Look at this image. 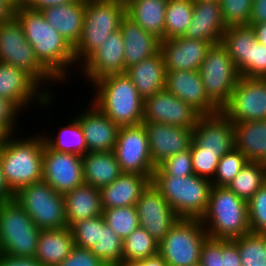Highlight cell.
<instances>
[{
  "label": "cell",
  "instance_id": "1",
  "mask_svg": "<svg viewBox=\"0 0 266 266\" xmlns=\"http://www.w3.org/2000/svg\"><path fill=\"white\" fill-rule=\"evenodd\" d=\"M14 16L20 22L39 62L57 80L66 78L69 66L76 63L74 48L45 20L41 11L19 5L15 6Z\"/></svg>",
  "mask_w": 266,
  "mask_h": 266
},
{
  "label": "cell",
  "instance_id": "2",
  "mask_svg": "<svg viewBox=\"0 0 266 266\" xmlns=\"http://www.w3.org/2000/svg\"><path fill=\"white\" fill-rule=\"evenodd\" d=\"M24 139L9 135L3 136L0 142V163L14 193L43 180L44 139L40 135Z\"/></svg>",
  "mask_w": 266,
  "mask_h": 266
},
{
  "label": "cell",
  "instance_id": "3",
  "mask_svg": "<svg viewBox=\"0 0 266 266\" xmlns=\"http://www.w3.org/2000/svg\"><path fill=\"white\" fill-rule=\"evenodd\" d=\"M92 102L119 127L142 124L144 100L126 73L104 76L95 81Z\"/></svg>",
  "mask_w": 266,
  "mask_h": 266
},
{
  "label": "cell",
  "instance_id": "4",
  "mask_svg": "<svg viewBox=\"0 0 266 266\" xmlns=\"http://www.w3.org/2000/svg\"><path fill=\"white\" fill-rule=\"evenodd\" d=\"M200 220L208 237L214 239L232 240L251 232L247 201L225 186L211 187L207 209Z\"/></svg>",
  "mask_w": 266,
  "mask_h": 266
},
{
  "label": "cell",
  "instance_id": "5",
  "mask_svg": "<svg viewBox=\"0 0 266 266\" xmlns=\"http://www.w3.org/2000/svg\"><path fill=\"white\" fill-rule=\"evenodd\" d=\"M151 184L161 193L179 218L201 219L207 209L212 182L195 174L166 175L158 166Z\"/></svg>",
  "mask_w": 266,
  "mask_h": 266
},
{
  "label": "cell",
  "instance_id": "6",
  "mask_svg": "<svg viewBox=\"0 0 266 266\" xmlns=\"http://www.w3.org/2000/svg\"><path fill=\"white\" fill-rule=\"evenodd\" d=\"M126 7L120 0H86L85 16L79 42L73 47L75 62L84 61L120 28Z\"/></svg>",
  "mask_w": 266,
  "mask_h": 266
},
{
  "label": "cell",
  "instance_id": "7",
  "mask_svg": "<svg viewBox=\"0 0 266 266\" xmlns=\"http://www.w3.org/2000/svg\"><path fill=\"white\" fill-rule=\"evenodd\" d=\"M40 231L15 199L0 202V243L4 254L34 257Z\"/></svg>",
  "mask_w": 266,
  "mask_h": 266
},
{
  "label": "cell",
  "instance_id": "8",
  "mask_svg": "<svg viewBox=\"0 0 266 266\" xmlns=\"http://www.w3.org/2000/svg\"><path fill=\"white\" fill-rule=\"evenodd\" d=\"M14 199L40 230L68 227L63 195L44 180L21 188Z\"/></svg>",
  "mask_w": 266,
  "mask_h": 266
},
{
  "label": "cell",
  "instance_id": "9",
  "mask_svg": "<svg viewBox=\"0 0 266 266\" xmlns=\"http://www.w3.org/2000/svg\"><path fill=\"white\" fill-rule=\"evenodd\" d=\"M207 237L200 219L179 218L158 243V253L168 266H195Z\"/></svg>",
  "mask_w": 266,
  "mask_h": 266
},
{
  "label": "cell",
  "instance_id": "10",
  "mask_svg": "<svg viewBox=\"0 0 266 266\" xmlns=\"http://www.w3.org/2000/svg\"><path fill=\"white\" fill-rule=\"evenodd\" d=\"M199 72L208 99L221 110L240 78L233 59L221 42L211 45Z\"/></svg>",
  "mask_w": 266,
  "mask_h": 266
},
{
  "label": "cell",
  "instance_id": "11",
  "mask_svg": "<svg viewBox=\"0 0 266 266\" xmlns=\"http://www.w3.org/2000/svg\"><path fill=\"white\" fill-rule=\"evenodd\" d=\"M0 62L20 68L39 84L58 80L39 62L15 16L0 23ZM46 80V81H45Z\"/></svg>",
  "mask_w": 266,
  "mask_h": 266
},
{
  "label": "cell",
  "instance_id": "12",
  "mask_svg": "<svg viewBox=\"0 0 266 266\" xmlns=\"http://www.w3.org/2000/svg\"><path fill=\"white\" fill-rule=\"evenodd\" d=\"M113 153L122 173H136L152 179L156 166L151 161L143 124L120 127Z\"/></svg>",
  "mask_w": 266,
  "mask_h": 266
},
{
  "label": "cell",
  "instance_id": "13",
  "mask_svg": "<svg viewBox=\"0 0 266 266\" xmlns=\"http://www.w3.org/2000/svg\"><path fill=\"white\" fill-rule=\"evenodd\" d=\"M220 111L232 123L266 120V78L240 76Z\"/></svg>",
  "mask_w": 266,
  "mask_h": 266
},
{
  "label": "cell",
  "instance_id": "14",
  "mask_svg": "<svg viewBox=\"0 0 266 266\" xmlns=\"http://www.w3.org/2000/svg\"><path fill=\"white\" fill-rule=\"evenodd\" d=\"M201 114L164 89L144 100L143 122L194 128Z\"/></svg>",
  "mask_w": 266,
  "mask_h": 266
},
{
  "label": "cell",
  "instance_id": "15",
  "mask_svg": "<svg viewBox=\"0 0 266 266\" xmlns=\"http://www.w3.org/2000/svg\"><path fill=\"white\" fill-rule=\"evenodd\" d=\"M43 180L62 195L81 186L84 184L82 157L54 151L44 144Z\"/></svg>",
  "mask_w": 266,
  "mask_h": 266
},
{
  "label": "cell",
  "instance_id": "16",
  "mask_svg": "<svg viewBox=\"0 0 266 266\" xmlns=\"http://www.w3.org/2000/svg\"><path fill=\"white\" fill-rule=\"evenodd\" d=\"M139 227L144 228L158 243L179 217L161 193L149 184L136 203Z\"/></svg>",
  "mask_w": 266,
  "mask_h": 266
},
{
  "label": "cell",
  "instance_id": "17",
  "mask_svg": "<svg viewBox=\"0 0 266 266\" xmlns=\"http://www.w3.org/2000/svg\"><path fill=\"white\" fill-rule=\"evenodd\" d=\"M40 84L27 72L12 65L0 62V97L14 102L21 110L28 107L32 97H36L41 106L46 107L52 101L47 90L40 89ZM43 91V92H42ZM39 96V97H38Z\"/></svg>",
  "mask_w": 266,
  "mask_h": 266
},
{
  "label": "cell",
  "instance_id": "18",
  "mask_svg": "<svg viewBox=\"0 0 266 266\" xmlns=\"http://www.w3.org/2000/svg\"><path fill=\"white\" fill-rule=\"evenodd\" d=\"M146 129L151 161L155 166L166 158L188 150L193 140V128L142 122Z\"/></svg>",
  "mask_w": 266,
  "mask_h": 266
},
{
  "label": "cell",
  "instance_id": "19",
  "mask_svg": "<svg viewBox=\"0 0 266 266\" xmlns=\"http://www.w3.org/2000/svg\"><path fill=\"white\" fill-rule=\"evenodd\" d=\"M193 141L202 151L216 152L222 157L235 148L233 123L221 111L201 115L193 128Z\"/></svg>",
  "mask_w": 266,
  "mask_h": 266
},
{
  "label": "cell",
  "instance_id": "20",
  "mask_svg": "<svg viewBox=\"0 0 266 266\" xmlns=\"http://www.w3.org/2000/svg\"><path fill=\"white\" fill-rule=\"evenodd\" d=\"M124 52L123 35L120 30H117L82 62L85 77L94 83L107 75L126 73Z\"/></svg>",
  "mask_w": 266,
  "mask_h": 266
},
{
  "label": "cell",
  "instance_id": "21",
  "mask_svg": "<svg viewBox=\"0 0 266 266\" xmlns=\"http://www.w3.org/2000/svg\"><path fill=\"white\" fill-rule=\"evenodd\" d=\"M212 43L176 37L160 40V52L166 71L199 70Z\"/></svg>",
  "mask_w": 266,
  "mask_h": 266
},
{
  "label": "cell",
  "instance_id": "22",
  "mask_svg": "<svg viewBox=\"0 0 266 266\" xmlns=\"http://www.w3.org/2000/svg\"><path fill=\"white\" fill-rule=\"evenodd\" d=\"M165 89L201 115H212L220 111L208 99L199 70L166 71Z\"/></svg>",
  "mask_w": 266,
  "mask_h": 266
},
{
  "label": "cell",
  "instance_id": "23",
  "mask_svg": "<svg viewBox=\"0 0 266 266\" xmlns=\"http://www.w3.org/2000/svg\"><path fill=\"white\" fill-rule=\"evenodd\" d=\"M75 117L83 129L88 152L113 151L120 127L107 117L94 103Z\"/></svg>",
  "mask_w": 266,
  "mask_h": 266
},
{
  "label": "cell",
  "instance_id": "24",
  "mask_svg": "<svg viewBox=\"0 0 266 266\" xmlns=\"http://www.w3.org/2000/svg\"><path fill=\"white\" fill-rule=\"evenodd\" d=\"M226 29L219 1L194 0L192 20L182 37L216 44Z\"/></svg>",
  "mask_w": 266,
  "mask_h": 266
},
{
  "label": "cell",
  "instance_id": "25",
  "mask_svg": "<svg viewBox=\"0 0 266 266\" xmlns=\"http://www.w3.org/2000/svg\"><path fill=\"white\" fill-rule=\"evenodd\" d=\"M119 30L125 43V69L156 55L160 51V39L143 30L127 15L121 19Z\"/></svg>",
  "mask_w": 266,
  "mask_h": 266
},
{
  "label": "cell",
  "instance_id": "26",
  "mask_svg": "<svg viewBox=\"0 0 266 266\" xmlns=\"http://www.w3.org/2000/svg\"><path fill=\"white\" fill-rule=\"evenodd\" d=\"M86 0H75L68 4L56 5L41 11L45 20L74 47L80 39Z\"/></svg>",
  "mask_w": 266,
  "mask_h": 266
},
{
  "label": "cell",
  "instance_id": "27",
  "mask_svg": "<svg viewBox=\"0 0 266 266\" xmlns=\"http://www.w3.org/2000/svg\"><path fill=\"white\" fill-rule=\"evenodd\" d=\"M150 183L151 180L147 176L122 173L111 184L100 189L103 210L135 206Z\"/></svg>",
  "mask_w": 266,
  "mask_h": 266
},
{
  "label": "cell",
  "instance_id": "28",
  "mask_svg": "<svg viewBox=\"0 0 266 266\" xmlns=\"http://www.w3.org/2000/svg\"><path fill=\"white\" fill-rule=\"evenodd\" d=\"M126 74L143 100L165 89L166 69L160 51L127 68Z\"/></svg>",
  "mask_w": 266,
  "mask_h": 266
},
{
  "label": "cell",
  "instance_id": "29",
  "mask_svg": "<svg viewBox=\"0 0 266 266\" xmlns=\"http://www.w3.org/2000/svg\"><path fill=\"white\" fill-rule=\"evenodd\" d=\"M67 225L101 216L103 213L100 189L82 184L63 195Z\"/></svg>",
  "mask_w": 266,
  "mask_h": 266
},
{
  "label": "cell",
  "instance_id": "30",
  "mask_svg": "<svg viewBox=\"0 0 266 266\" xmlns=\"http://www.w3.org/2000/svg\"><path fill=\"white\" fill-rule=\"evenodd\" d=\"M75 247L69 227L41 230L35 258L43 266H58Z\"/></svg>",
  "mask_w": 266,
  "mask_h": 266
},
{
  "label": "cell",
  "instance_id": "31",
  "mask_svg": "<svg viewBox=\"0 0 266 266\" xmlns=\"http://www.w3.org/2000/svg\"><path fill=\"white\" fill-rule=\"evenodd\" d=\"M235 148L248 162L266 164V120L233 123Z\"/></svg>",
  "mask_w": 266,
  "mask_h": 266
},
{
  "label": "cell",
  "instance_id": "32",
  "mask_svg": "<svg viewBox=\"0 0 266 266\" xmlns=\"http://www.w3.org/2000/svg\"><path fill=\"white\" fill-rule=\"evenodd\" d=\"M84 184L101 189L115 181L121 174L113 151L87 152L82 156Z\"/></svg>",
  "mask_w": 266,
  "mask_h": 266
},
{
  "label": "cell",
  "instance_id": "33",
  "mask_svg": "<svg viewBox=\"0 0 266 266\" xmlns=\"http://www.w3.org/2000/svg\"><path fill=\"white\" fill-rule=\"evenodd\" d=\"M168 0H136L126 7V15L143 30L165 40V17Z\"/></svg>",
  "mask_w": 266,
  "mask_h": 266
},
{
  "label": "cell",
  "instance_id": "34",
  "mask_svg": "<svg viewBox=\"0 0 266 266\" xmlns=\"http://www.w3.org/2000/svg\"><path fill=\"white\" fill-rule=\"evenodd\" d=\"M255 42V33L249 25L228 27L223 34L221 43L226 47L242 77L250 78L251 44Z\"/></svg>",
  "mask_w": 266,
  "mask_h": 266
},
{
  "label": "cell",
  "instance_id": "35",
  "mask_svg": "<svg viewBox=\"0 0 266 266\" xmlns=\"http://www.w3.org/2000/svg\"><path fill=\"white\" fill-rule=\"evenodd\" d=\"M70 122L63 128L61 127L58 136L54 139L51 136H42L44 143L54 151L72 153L82 157L88 152L83 129L76 117Z\"/></svg>",
  "mask_w": 266,
  "mask_h": 266
},
{
  "label": "cell",
  "instance_id": "36",
  "mask_svg": "<svg viewBox=\"0 0 266 266\" xmlns=\"http://www.w3.org/2000/svg\"><path fill=\"white\" fill-rule=\"evenodd\" d=\"M265 182L266 165L260 162H248L227 187L248 202Z\"/></svg>",
  "mask_w": 266,
  "mask_h": 266
},
{
  "label": "cell",
  "instance_id": "37",
  "mask_svg": "<svg viewBox=\"0 0 266 266\" xmlns=\"http://www.w3.org/2000/svg\"><path fill=\"white\" fill-rule=\"evenodd\" d=\"M194 0H168L165 17V40L182 37L193 15Z\"/></svg>",
  "mask_w": 266,
  "mask_h": 266
},
{
  "label": "cell",
  "instance_id": "38",
  "mask_svg": "<svg viewBox=\"0 0 266 266\" xmlns=\"http://www.w3.org/2000/svg\"><path fill=\"white\" fill-rule=\"evenodd\" d=\"M89 250L107 266H120L122 263L123 240L105 223L102 215L100 240Z\"/></svg>",
  "mask_w": 266,
  "mask_h": 266
},
{
  "label": "cell",
  "instance_id": "39",
  "mask_svg": "<svg viewBox=\"0 0 266 266\" xmlns=\"http://www.w3.org/2000/svg\"><path fill=\"white\" fill-rule=\"evenodd\" d=\"M158 242L142 227L123 240L122 262L139 261L158 254Z\"/></svg>",
  "mask_w": 266,
  "mask_h": 266
},
{
  "label": "cell",
  "instance_id": "40",
  "mask_svg": "<svg viewBox=\"0 0 266 266\" xmlns=\"http://www.w3.org/2000/svg\"><path fill=\"white\" fill-rule=\"evenodd\" d=\"M232 240L238 246L241 266H266V234L249 232Z\"/></svg>",
  "mask_w": 266,
  "mask_h": 266
},
{
  "label": "cell",
  "instance_id": "41",
  "mask_svg": "<svg viewBox=\"0 0 266 266\" xmlns=\"http://www.w3.org/2000/svg\"><path fill=\"white\" fill-rule=\"evenodd\" d=\"M102 216L105 223L122 239H126L139 227L136 206L104 209Z\"/></svg>",
  "mask_w": 266,
  "mask_h": 266
},
{
  "label": "cell",
  "instance_id": "42",
  "mask_svg": "<svg viewBox=\"0 0 266 266\" xmlns=\"http://www.w3.org/2000/svg\"><path fill=\"white\" fill-rule=\"evenodd\" d=\"M247 163L246 156L236 148L224 154L220 158L216 174L211 180L212 186L227 187Z\"/></svg>",
  "mask_w": 266,
  "mask_h": 266
},
{
  "label": "cell",
  "instance_id": "43",
  "mask_svg": "<svg viewBox=\"0 0 266 266\" xmlns=\"http://www.w3.org/2000/svg\"><path fill=\"white\" fill-rule=\"evenodd\" d=\"M74 244L77 247L90 249L98 243L101 236V216L79 220L70 227Z\"/></svg>",
  "mask_w": 266,
  "mask_h": 266
},
{
  "label": "cell",
  "instance_id": "44",
  "mask_svg": "<svg viewBox=\"0 0 266 266\" xmlns=\"http://www.w3.org/2000/svg\"><path fill=\"white\" fill-rule=\"evenodd\" d=\"M225 26L249 25L253 0H219Z\"/></svg>",
  "mask_w": 266,
  "mask_h": 266
},
{
  "label": "cell",
  "instance_id": "45",
  "mask_svg": "<svg viewBox=\"0 0 266 266\" xmlns=\"http://www.w3.org/2000/svg\"><path fill=\"white\" fill-rule=\"evenodd\" d=\"M194 174L212 180L216 174L221 156L216 152L202 151L193 140L190 145Z\"/></svg>",
  "mask_w": 266,
  "mask_h": 266
},
{
  "label": "cell",
  "instance_id": "46",
  "mask_svg": "<svg viewBox=\"0 0 266 266\" xmlns=\"http://www.w3.org/2000/svg\"><path fill=\"white\" fill-rule=\"evenodd\" d=\"M247 203L251 232L266 234V182Z\"/></svg>",
  "mask_w": 266,
  "mask_h": 266
},
{
  "label": "cell",
  "instance_id": "47",
  "mask_svg": "<svg viewBox=\"0 0 266 266\" xmlns=\"http://www.w3.org/2000/svg\"><path fill=\"white\" fill-rule=\"evenodd\" d=\"M158 167L166 174L186 177L194 174L190 148L166 158Z\"/></svg>",
  "mask_w": 266,
  "mask_h": 266
},
{
  "label": "cell",
  "instance_id": "48",
  "mask_svg": "<svg viewBox=\"0 0 266 266\" xmlns=\"http://www.w3.org/2000/svg\"><path fill=\"white\" fill-rule=\"evenodd\" d=\"M20 110L14 102L0 97V133L3 136H9L16 132L14 126L17 125V114L19 115Z\"/></svg>",
  "mask_w": 266,
  "mask_h": 266
},
{
  "label": "cell",
  "instance_id": "49",
  "mask_svg": "<svg viewBox=\"0 0 266 266\" xmlns=\"http://www.w3.org/2000/svg\"><path fill=\"white\" fill-rule=\"evenodd\" d=\"M201 266H223L222 239L207 237L200 250Z\"/></svg>",
  "mask_w": 266,
  "mask_h": 266
},
{
  "label": "cell",
  "instance_id": "50",
  "mask_svg": "<svg viewBox=\"0 0 266 266\" xmlns=\"http://www.w3.org/2000/svg\"><path fill=\"white\" fill-rule=\"evenodd\" d=\"M58 266H107L89 249L75 246L70 254Z\"/></svg>",
  "mask_w": 266,
  "mask_h": 266
},
{
  "label": "cell",
  "instance_id": "51",
  "mask_svg": "<svg viewBox=\"0 0 266 266\" xmlns=\"http://www.w3.org/2000/svg\"><path fill=\"white\" fill-rule=\"evenodd\" d=\"M250 78H266V46L258 41L251 44Z\"/></svg>",
  "mask_w": 266,
  "mask_h": 266
},
{
  "label": "cell",
  "instance_id": "52",
  "mask_svg": "<svg viewBox=\"0 0 266 266\" xmlns=\"http://www.w3.org/2000/svg\"><path fill=\"white\" fill-rule=\"evenodd\" d=\"M223 266H241L237 244L231 239H222Z\"/></svg>",
  "mask_w": 266,
  "mask_h": 266
},
{
  "label": "cell",
  "instance_id": "53",
  "mask_svg": "<svg viewBox=\"0 0 266 266\" xmlns=\"http://www.w3.org/2000/svg\"><path fill=\"white\" fill-rule=\"evenodd\" d=\"M0 266H43L35 257H15L2 254Z\"/></svg>",
  "mask_w": 266,
  "mask_h": 266
},
{
  "label": "cell",
  "instance_id": "54",
  "mask_svg": "<svg viewBox=\"0 0 266 266\" xmlns=\"http://www.w3.org/2000/svg\"><path fill=\"white\" fill-rule=\"evenodd\" d=\"M266 22V0H253L249 24Z\"/></svg>",
  "mask_w": 266,
  "mask_h": 266
},
{
  "label": "cell",
  "instance_id": "55",
  "mask_svg": "<svg viewBox=\"0 0 266 266\" xmlns=\"http://www.w3.org/2000/svg\"><path fill=\"white\" fill-rule=\"evenodd\" d=\"M75 0H29L25 5L35 11H42L45 8L56 5H64Z\"/></svg>",
  "mask_w": 266,
  "mask_h": 266
},
{
  "label": "cell",
  "instance_id": "56",
  "mask_svg": "<svg viewBox=\"0 0 266 266\" xmlns=\"http://www.w3.org/2000/svg\"><path fill=\"white\" fill-rule=\"evenodd\" d=\"M120 266H168L158 253L155 256L148 257L139 261L122 262Z\"/></svg>",
  "mask_w": 266,
  "mask_h": 266
},
{
  "label": "cell",
  "instance_id": "57",
  "mask_svg": "<svg viewBox=\"0 0 266 266\" xmlns=\"http://www.w3.org/2000/svg\"><path fill=\"white\" fill-rule=\"evenodd\" d=\"M14 192L10 189L0 163V202L14 199Z\"/></svg>",
  "mask_w": 266,
  "mask_h": 266
},
{
  "label": "cell",
  "instance_id": "58",
  "mask_svg": "<svg viewBox=\"0 0 266 266\" xmlns=\"http://www.w3.org/2000/svg\"><path fill=\"white\" fill-rule=\"evenodd\" d=\"M15 5L10 0H0V23L14 16Z\"/></svg>",
  "mask_w": 266,
  "mask_h": 266
},
{
  "label": "cell",
  "instance_id": "59",
  "mask_svg": "<svg viewBox=\"0 0 266 266\" xmlns=\"http://www.w3.org/2000/svg\"><path fill=\"white\" fill-rule=\"evenodd\" d=\"M252 27L256 41L266 46V22L258 24H249Z\"/></svg>",
  "mask_w": 266,
  "mask_h": 266
},
{
  "label": "cell",
  "instance_id": "60",
  "mask_svg": "<svg viewBox=\"0 0 266 266\" xmlns=\"http://www.w3.org/2000/svg\"><path fill=\"white\" fill-rule=\"evenodd\" d=\"M120 1L124 4L125 7H127L130 3H132L136 0H120Z\"/></svg>",
  "mask_w": 266,
  "mask_h": 266
},
{
  "label": "cell",
  "instance_id": "61",
  "mask_svg": "<svg viewBox=\"0 0 266 266\" xmlns=\"http://www.w3.org/2000/svg\"><path fill=\"white\" fill-rule=\"evenodd\" d=\"M29 0H17V6L25 5Z\"/></svg>",
  "mask_w": 266,
  "mask_h": 266
},
{
  "label": "cell",
  "instance_id": "62",
  "mask_svg": "<svg viewBox=\"0 0 266 266\" xmlns=\"http://www.w3.org/2000/svg\"><path fill=\"white\" fill-rule=\"evenodd\" d=\"M15 6H17V0H10Z\"/></svg>",
  "mask_w": 266,
  "mask_h": 266
},
{
  "label": "cell",
  "instance_id": "63",
  "mask_svg": "<svg viewBox=\"0 0 266 266\" xmlns=\"http://www.w3.org/2000/svg\"><path fill=\"white\" fill-rule=\"evenodd\" d=\"M3 254L2 248H1V243H0V256Z\"/></svg>",
  "mask_w": 266,
  "mask_h": 266
},
{
  "label": "cell",
  "instance_id": "64",
  "mask_svg": "<svg viewBox=\"0 0 266 266\" xmlns=\"http://www.w3.org/2000/svg\"><path fill=\"white\" fill-rule=\"evenodd\" d=\"M201 1H219V0H201Z\"/></svg>",
  "mask_w": 266,
  "mask_h": 266
},
{
  "label": "cell",
  "instance_id": "65",
  "mask_svg": "<svg viewBox=\"0 0 266 266\" xmlns=\"http://www.w3.org/2000/svg\"><path fill=\"white\" fill-rule=\"evenodd\" d=\"M2 137H3V135L0 133V142H1Z\"/></svg>",
  "mask_w": 266,
  "mask_h": 266
}]
</instances>
